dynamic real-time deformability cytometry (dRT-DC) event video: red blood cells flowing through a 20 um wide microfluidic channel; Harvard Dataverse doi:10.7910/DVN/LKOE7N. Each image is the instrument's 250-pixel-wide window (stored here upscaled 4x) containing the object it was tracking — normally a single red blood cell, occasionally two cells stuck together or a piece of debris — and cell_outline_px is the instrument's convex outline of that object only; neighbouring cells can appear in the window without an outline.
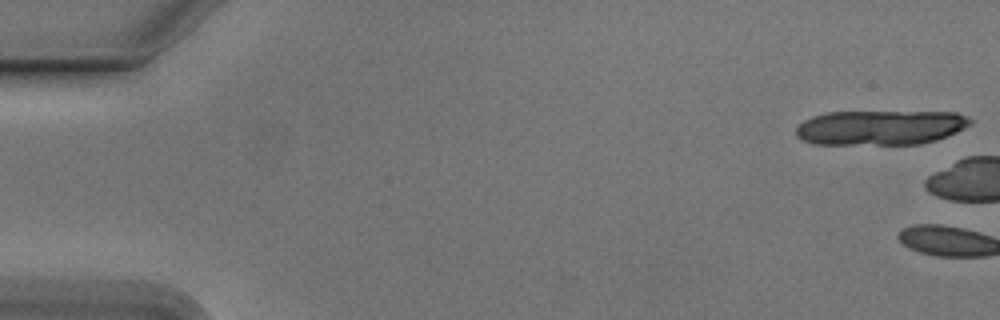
{"species": "Egyptian fruit bat (a non-hibernating species)", "species_latin": "Rousettus aegyptiacus", "temperature_condition": "cold", "stored_images_in_passage": 3, "camera_frame_rate_fps": 3000, "um_per_image_px": 0.085, "animal": {"sex": "male"}, "frame": {"image": 1, "passage_image": 1, "time_ms": 0.0, "image_size_px": [1000, 320], "cell_outline_px": [[972, 124], [948, 136], [936, 140], [920, 144], [816, 144], [804, 140], [796, 136], [796, 128], [804, 120], [812, 116], [824, 112], [956, 112], [968, 116], [972, 120]], "centroid_in_image_um": [74.85, 10.83], "position_along_channel_um": 10.1, "area_um2": 35.43}}